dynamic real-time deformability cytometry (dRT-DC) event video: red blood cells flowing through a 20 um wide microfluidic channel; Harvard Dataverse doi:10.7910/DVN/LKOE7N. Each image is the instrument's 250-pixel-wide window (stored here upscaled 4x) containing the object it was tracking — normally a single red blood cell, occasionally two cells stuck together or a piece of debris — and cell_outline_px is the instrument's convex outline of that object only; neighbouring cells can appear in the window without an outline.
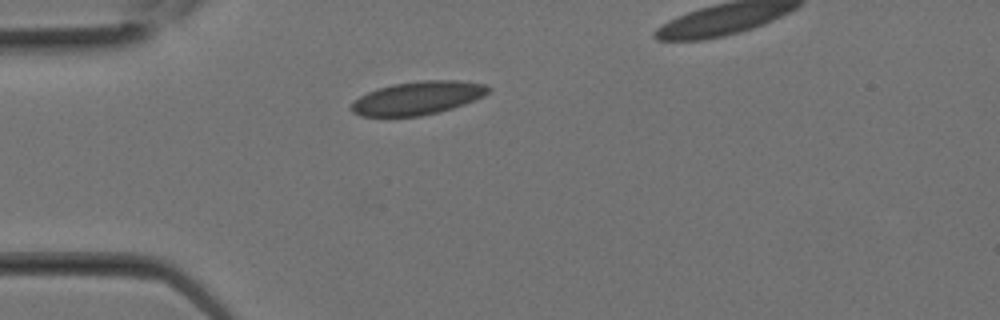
{"species": "Egyptian fruit bat (a non-hibernating species)", "species_latin": "Rousettus aegyptiacus", "temperature_condition": "room temperature", "stored_images_in_passage": 5, "camera_frame_rate_fps": 3000, "um_per_image_px": 0.085, "animal": {"sex": "female"}, "frame": {"image": 1, "passage_image": 1, "time_ms": 0.0, "image_size_px": [1000, 320], "cell_outline_px": [[492, 88], [484, 96], [464, 104], [440, 112], [420, 116], [360, 116], [352, 112], [352, 104], [360, 96], [368, 92], [392, 84], [420, 80], [456, 80], [484, 84]], "centroid_in_image_um": [35.53, 8.33], "position_along_channel_um": 49.5, "area_um2": 26.41}}
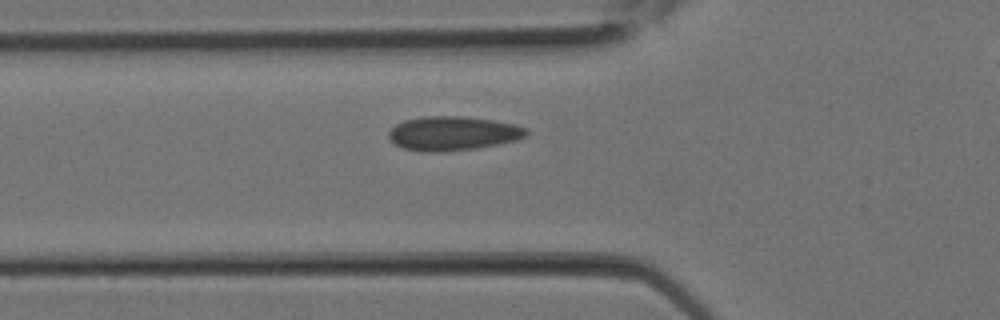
{"frame": {"image": 2, "passage_image": 3, "time_ms": 0.667, "image_size_px": [1000, 320], "cell_outline_px": [[528, 136], [516, 140], [500, 144], [476, 148], [436, 152], [428, 152], [404, 148], [396, 144], [388, 136], [388, 132], [396, 124], [404, 120], [424, 116], [464, 116], [492, 120], [516, 124], [528, 128]], "centroid_in_image_um": [38.54, 11.33], "position_along_channel_um": 87.3, "area_um2": 27.4}}
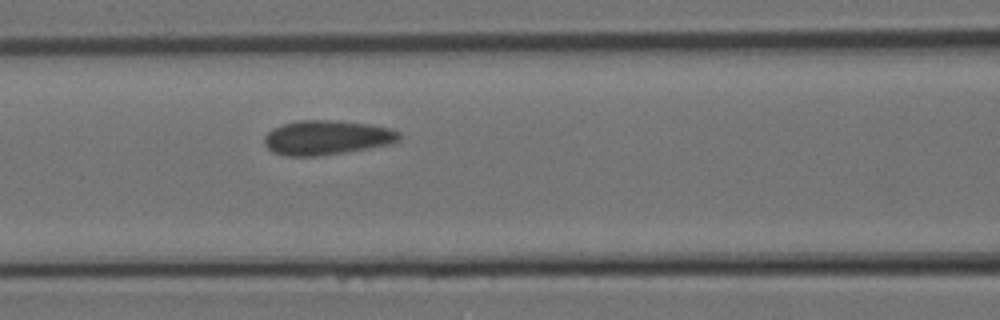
{"frame": {"image": 3, "passage_image": 5, "time_ms": 1.333, "image_size_px": [1000, 320], "cell_outline_px": [[400, 140], [392, 144], [344, 152], [316, 156], [288, 156], [272, 152], [264, 144], [264, 136], [272, 128], [284, 124], [300, 120], [328, 120], [372, 124], [392, 128], [400, 132]], "centroid_in_image_um": [27.79, 11.69], "position_along_channel_um": 138.8, "area_um2": 27.17}}